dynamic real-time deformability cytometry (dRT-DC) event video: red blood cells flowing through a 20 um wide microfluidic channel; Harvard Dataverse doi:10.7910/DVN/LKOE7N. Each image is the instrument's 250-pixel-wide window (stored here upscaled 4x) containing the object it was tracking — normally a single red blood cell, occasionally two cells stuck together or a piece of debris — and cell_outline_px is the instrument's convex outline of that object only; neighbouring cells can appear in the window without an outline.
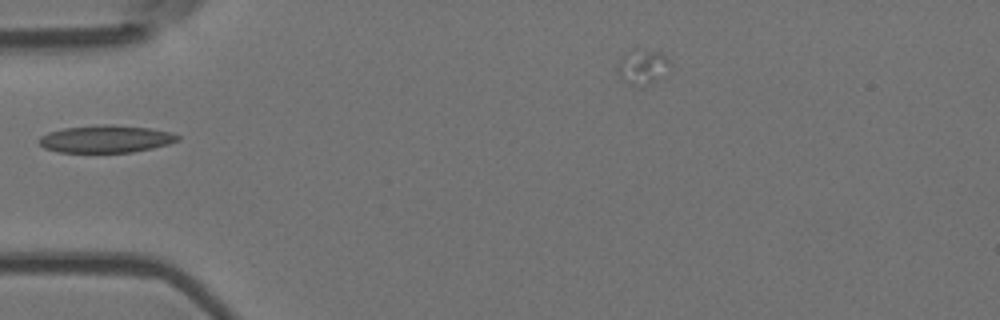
{"species": "Egyptian fruit bat (a non-hibernating species)", "species_latin": "Rousettus aegyptiacus", "temperature_condition": "room temperature", "stored_images_in_passage": 4, "camera_frame_rate_fps": 3000, "um_per_image_px": 0.085, "animal": {"sex": "female"}, "frame": {"image": 1, "passage_image": 3, "time_ms": 0.667, "image_size_px": [1000, 320], "cell_outline_px": [[180, 140], [168, 144], [152, 148], [132, 152], [60, 152], [44, 148], [36, 140], [40, 136], [48, 132], [64, 128], [104, 124], [108, 124], [148, 128], [172, 132], [180, 136]], "centroid_in_image_um": [8.99, 11.81], "position_along_channel_um": 76.0, "area_um2": 22.14}}